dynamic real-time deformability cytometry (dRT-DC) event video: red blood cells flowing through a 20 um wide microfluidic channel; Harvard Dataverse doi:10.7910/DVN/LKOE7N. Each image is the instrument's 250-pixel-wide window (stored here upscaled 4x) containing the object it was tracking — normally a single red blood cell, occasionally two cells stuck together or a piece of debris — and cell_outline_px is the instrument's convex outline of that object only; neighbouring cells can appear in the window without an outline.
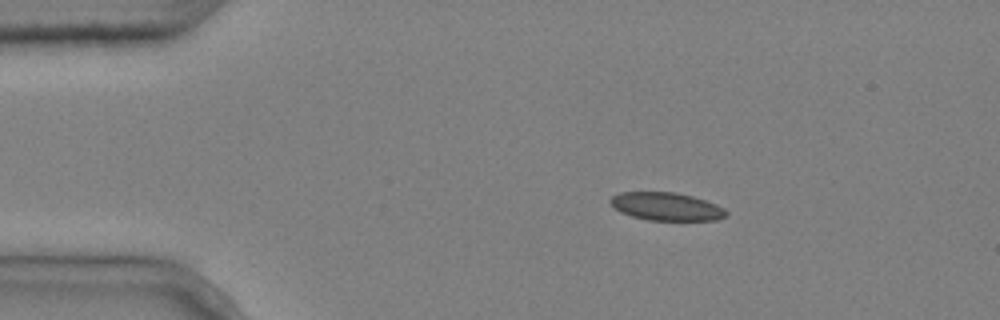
{"species": "common noctule bat (a hibernating species)", "species_latin": "Nyctalus noctula", "temperature_condition": "cold", "stored_images_in_passage": 9, "camera_frame_rate_fps": 3000, "um_per_image_px": 0.085, "animal": {"sex": "male", "body_mass_g": 20.4}, "frame": {"image": 1, "passage_image": 1, "time_ms": 0.0, "image_size_px": [1000, 320], "cell_outline_px": [[728, 216], [716, 220], [648, 220], [632, 216], [620, 212], [608, 200], [612, 196], [620, 192], [676, 192], [692, 196], [716, 204], [724, 208], [728, 212]], "centroid_in_image_um": [56.66, 17.55], "position_along_channel_um": 28.3, "area_um2": 18.9}}
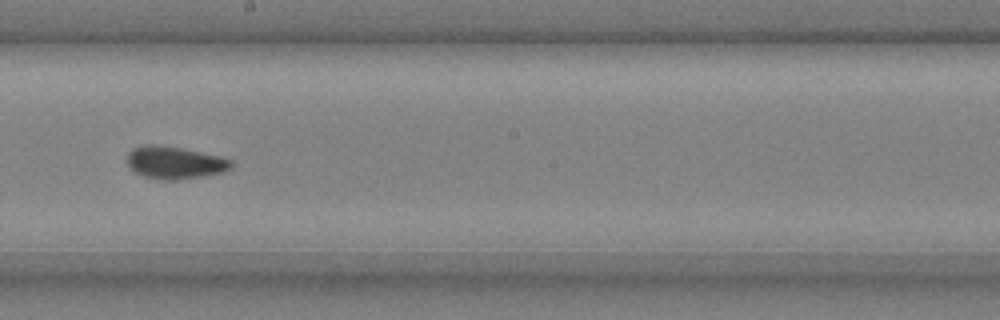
{"frame": {"image": 2, "passage_image": 7, "time_ms": 2.0, "image_size_px": [1000, 320], "cell_outline_px": [[232, 168], [224, 172], [204, 176], [176, 180], [156, 180], [144, 176], [136, 172], [128, 164], [128, 152], [132, 148], [144, 144], [156, 144], [184, 148], [220, 156], [232, 160]], "centroid_in_image_um": [14.87, 13.82], "position_along_channel_um": 233.3, "area_um2": 19.94}}
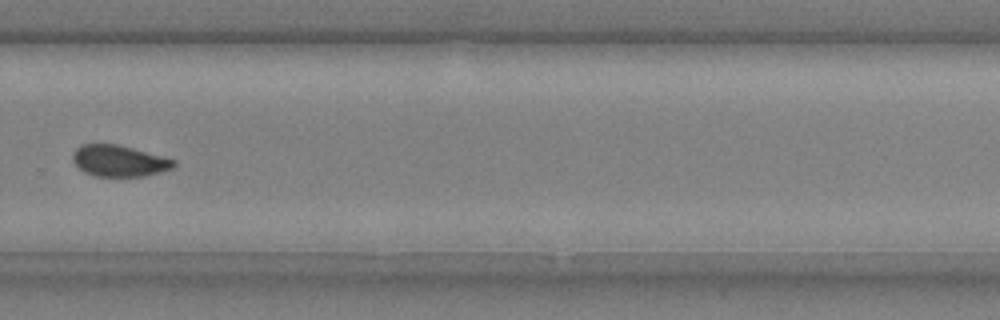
{"frame": {"image": 3, "passage_image": 9, "time_ms": 2.667, "image_size_px": [1000, 320], "cell_outline_px": [[176, 164], [172, 168], [160, 172], [144, 176], [92, 176], [84, 172], [72, 160], [72, 152], [80, 144], [116, 144], [164, 156], [176, 160]], "centroid_in_image_um": [10.11, 13.67], "position_along_channel_um": 319.7, "area_um2": 18.5}}